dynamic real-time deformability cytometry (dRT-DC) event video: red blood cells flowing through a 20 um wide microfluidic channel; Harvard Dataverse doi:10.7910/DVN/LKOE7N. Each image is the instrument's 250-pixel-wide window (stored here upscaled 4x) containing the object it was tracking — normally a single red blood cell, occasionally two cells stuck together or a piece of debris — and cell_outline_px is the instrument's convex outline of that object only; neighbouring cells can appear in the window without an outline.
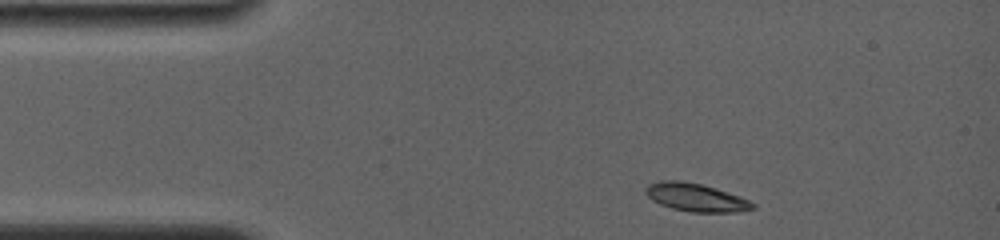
{"species": "common noctule bat (a hibernating species)", "species_latin": "Nyctalus noctula", "temperature_condition": "room temperature", "stored_images_in_passage": 59, "camera_frame_rate_fps": 4000, "um_per_image_px": 0.085, "animal": {"sex": "female", "body_mass_g": 19.0, "forearm_length_mm": 56.7}, "frame": {"image": 1, "passage_image": 1, "time_ms": 0.0, "image_size_px": [1000, 240], "cell_outline_px": [[756, 208], [736, 212], [692, 212], [672, 208], [660, 204], [652, 200], [644, 192], [644, 188], [648, 184], [660, 180], [680, 180], [700, 184], [716, 188], [740, 196], [756, 204]], "centroid_in_image_um": [59.13, 16.77], "position_along_channel_um": 25.9, "area_um2": 17.57}}
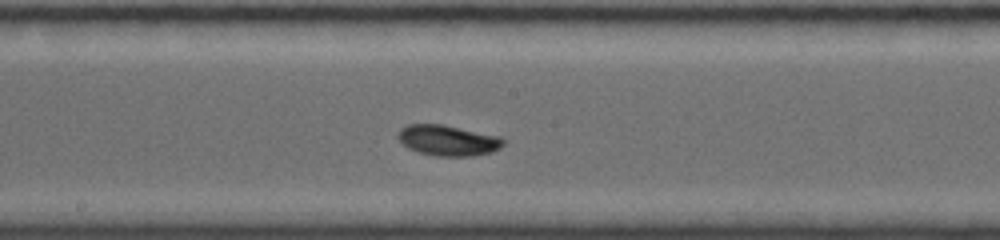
{"frame": {"image": 2, "passage_image": 21, "time_ms": 6.25, "image_size_px": [1000, 240], "cell_outline_px": [[504, 144], [500, 148], [492, 152], [472, 156], [436, 156], [420, 152], [408, 148], [396, 136], [400, 128], [408, 124], [440, 124], [500, 136], [504, 140]], "centroid_in_image_um": [38.07, 11.93], "position_along_channel_um": 210.1, "area_um2": 18.73}}
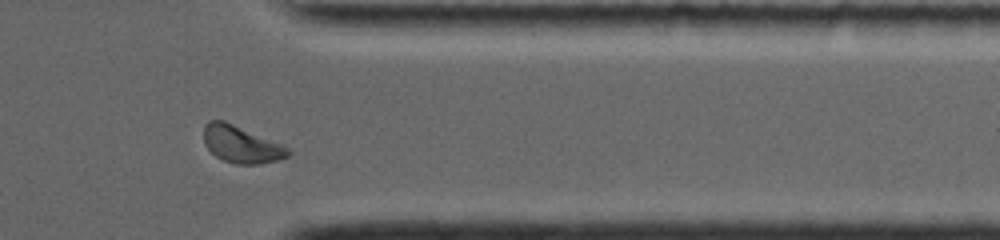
{"frame": {"image": 3, "passage_image": 49, "time_ms": 11.0, "image_size_px": [1000, 240], "cell_outline_px": [[288, 156], [280, 160], [260, 164], [236, 164], [224, 160], [216, 156], [204, 144], [204, 124], [208, 120], [224, 120], [284, 144], [288, 148]], "centroid_in_image_um": [20.51, 12.26], "position_along_channel_um": 390.9, "area_um2": 18.32}, "authors_computed_cell_mechanics": {"area_um2": 18.0914, "velocity_mm_per_s": 3.8111, "shape_relaxation_time_tau1_ms": 3.5418, "shape_relaxation_time_tau2_ms": null, "deformation_change_tau1": 0.1337, "deformation_change_tau2": null}}